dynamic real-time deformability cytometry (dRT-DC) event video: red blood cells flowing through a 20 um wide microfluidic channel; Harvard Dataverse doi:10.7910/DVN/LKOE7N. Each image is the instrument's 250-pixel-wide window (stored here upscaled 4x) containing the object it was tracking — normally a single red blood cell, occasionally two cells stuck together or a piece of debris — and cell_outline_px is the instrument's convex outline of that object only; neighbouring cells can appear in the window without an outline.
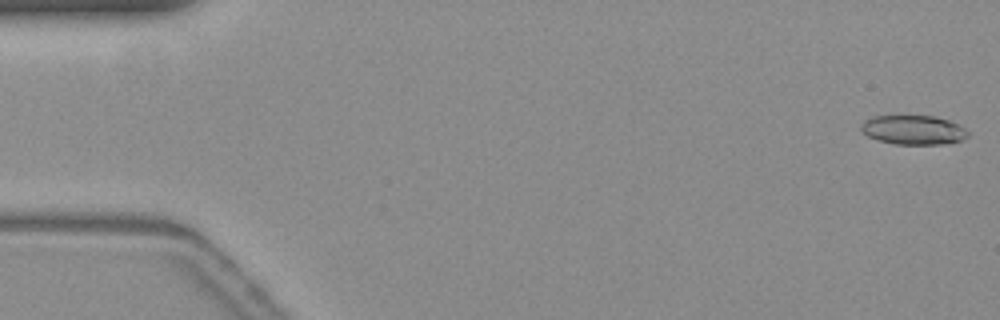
{"species": "common noctule bat (a hibernating species)", "species_latin": "Nyctalus noctula", "temperature_condition": "warm", "stored_images_in_passage": 55, "camera_frame_rate_fps": 3000, "um_per_image_px": 0.085, "animal": {"sex": "female", "body_mass_g": 19.3, "forearm_length_mm": 54.1}, "frame": {"image": 1, "passage_image": 1, "time_ms": 0.0, "image_size_px": [1000, 320], "cell_outline_px": [[968, 136], [960, 140], [940, 144], [896, 144], [880, 140], [868, 136], [860, 128], [868, 120], [876, 116], [932, 116], [948, 120], [964, 128], [968, 132]], "centroid_in_image_um": [77.66, 11.05], "position_along_channel_um": 7.3, "area_um2": 17.63}}
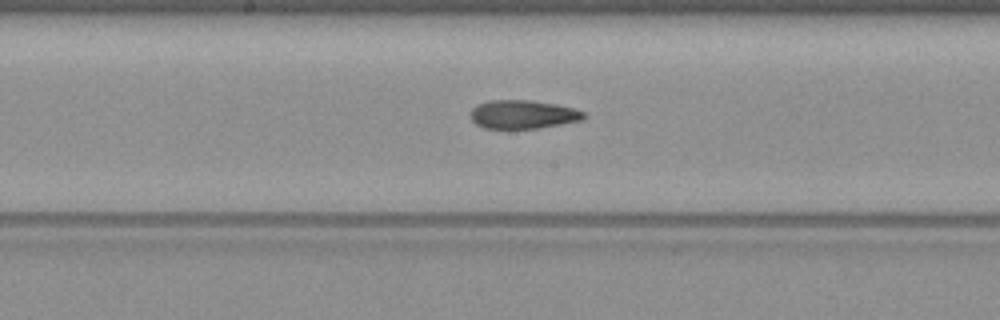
{"frame": {"image": 2, "passage_image": 28, "time_ms": 9.0, "image_size_px": [1000, 320], "cell_outline_px": [[588, 116], [584, 120], [536, 128], [484, 128], [476, 124], [472, 120], [472, 108], [476, 104], [488, 100], [528, 100], [556, 104], [572, 108], [584, 112]], "centroid_in_image_um": [44.46, 9.72], "position_along_channel_um": 203.7, "area_um2": 18.79}}
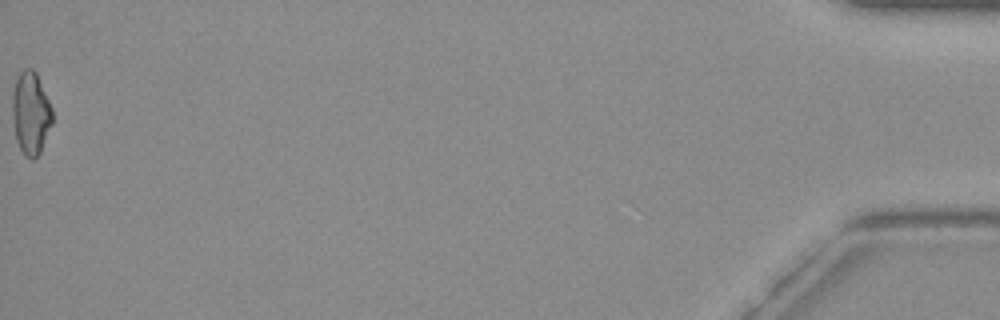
{"frame": {"image": 3, "passage_image": 55, "time_ms": 18.0, "image_size_px": [1000, 320], "cell_outline_px": [[52, 124], [40, 152], [32, 160], [24, 156], [16, 140], [12, 116], [12, 96], [16, 80], [20, 72], [24, 68], [32, 68], [36, 72], [52, 108]], "centroid_in_image_um": [2.61, 9.62], "position_along_channel_um": 432.6, "area_um2": 19.25}, "authors_computed_cell_mechanics": {"area_um2": 18.9006, "velocity_mm_per_s": 3.7596, "shape_relaxation_time_tau1_ms": 5.0614, "shape_relaxation_time_tau2_ms": 2.9764, "deformation_change_tau1": 0.1553, "deformation_change_tau2": 0.1248}}